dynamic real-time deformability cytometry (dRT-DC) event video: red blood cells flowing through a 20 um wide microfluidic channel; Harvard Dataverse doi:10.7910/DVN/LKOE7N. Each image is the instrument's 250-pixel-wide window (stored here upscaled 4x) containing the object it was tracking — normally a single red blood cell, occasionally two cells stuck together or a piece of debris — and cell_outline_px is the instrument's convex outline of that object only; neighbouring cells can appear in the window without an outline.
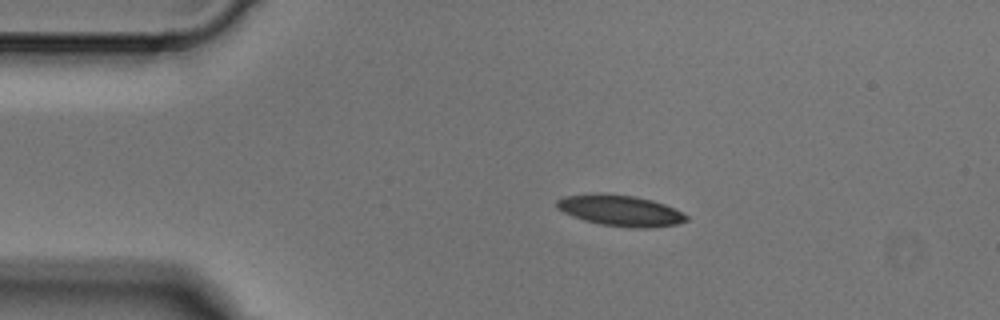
{"species": "Egyptian fruit bat (a non-hibernating species)", "species_latin": "Rousettus aegyptiacus", "temperature_condition": "cold", "stored_images_in_passage": 3, "camera_frame_rate_fps": 3000, "um_per_image_px": 0.085, "animal": {"sex": "male"}, "frame": {"image": 1, "passage_image": 2, "time_ms": 0.333, "image_size_px": [1000, 320], "cell_outline_px": [[688, 220], [676, 224], [652, 228], [632, 228], [600, 224], [584, 220], [564, 212], [556, 208], [556, 200], [564, 196], [596, 192], [604, 192], [636, 196], [652, 200], [664, 204], [684, 212], [688, 216]], "centroid_in_image_um": [52.73, 17.88], "position_along_channel_um": 32.3, "area_um2": 23.76}}